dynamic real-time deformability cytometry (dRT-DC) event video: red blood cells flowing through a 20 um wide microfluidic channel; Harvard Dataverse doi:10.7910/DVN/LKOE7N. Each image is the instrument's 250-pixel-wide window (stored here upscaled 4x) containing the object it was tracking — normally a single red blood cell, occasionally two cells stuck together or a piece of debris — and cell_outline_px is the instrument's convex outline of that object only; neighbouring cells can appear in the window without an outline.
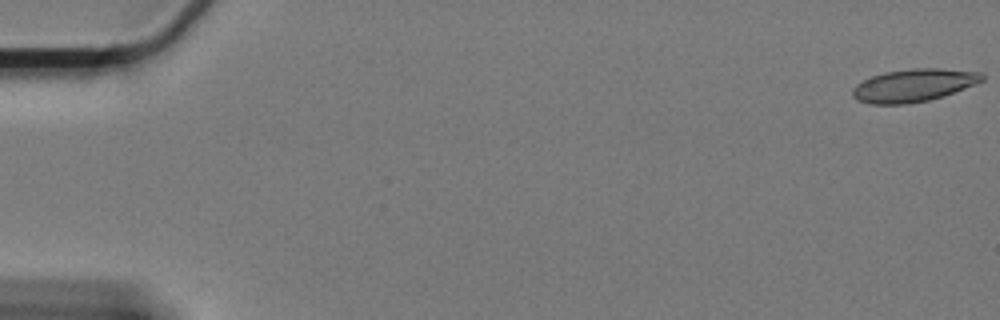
{"species": "Egyptian fruit bat (a non-hibernating species)", "species_latin": "Rousettus aegyptiacus", "temperature_condition": "cold", "stored_images_in_passage": 61, "camera_frame_rate_fps": 3000, "um_per_image_px": 0.085, "animal": {"sex": "female"}, "frame": {"image": 1, "passage_image": 1, "time_ms": 0.0, "image_size_px": [1000, 320], "cell_outline_px": [[984, 80], [944, 96], [928, 100], [904, 104], [868, 104], [856, 100], [852, 96], [852, 88], [856, 84], [872, 76], [884, 72], [912, 68], [940, 68], [980, 72], [984, 76]], "centroid_in_image_um": [77.62, 7.25], "position_along_channel_um": 7.4, "area_um2": 24.74}}
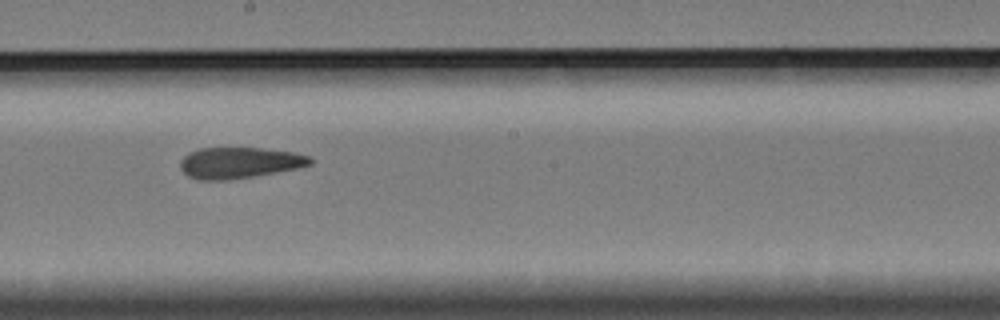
{"frame": {"image": 2, "passage_image": 35, "time_ms": 11.333, "image_size_px": [1000, 320], "cell_outline_px": [[312, 164], [296, 168], [276, 172], [228, 180], [200, 180], [188, 176], [180, 168], [180, 160], [188, 152], [200, 148], [260, 148], [292, 152], [312, 156]], "centroid_in_image_um": [20.32, 13.83], "position_along_channel_um": 227.9, "area_um2": 23.47}}
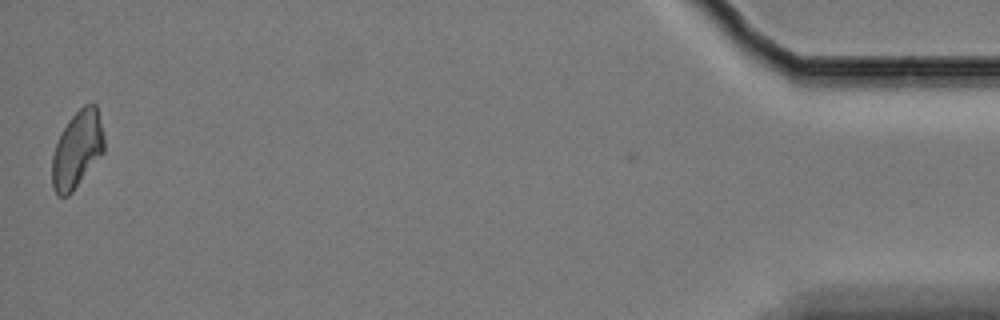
{"frame": {"image": 3, "passage_image": 61, "time_ms": 20.0, "image_size_px": [1000, 320], "cell_outline_px": [[104, 152], [72, 192], [68, 196], [56, 196], [52, 188], [52, 156], [56, 144], [68, 120], [84, 104], [96, 104], [104, 136]], "centroid_in_image_um": [6.55, 12.73], "position_along_channel_um": 428.6, "area_um2": 23.24}, "authors_computed_cell_mechanics": {"area_um2": 24.3338, "velocity_mm_per_s": 3.2979, "shape_relaxation_time_tau1_ms": null, "shape_relaxation_time_tau2_ms": 5.0507, "deformation_change_tau1": null, "deformation_change_tau2": 0.104}}